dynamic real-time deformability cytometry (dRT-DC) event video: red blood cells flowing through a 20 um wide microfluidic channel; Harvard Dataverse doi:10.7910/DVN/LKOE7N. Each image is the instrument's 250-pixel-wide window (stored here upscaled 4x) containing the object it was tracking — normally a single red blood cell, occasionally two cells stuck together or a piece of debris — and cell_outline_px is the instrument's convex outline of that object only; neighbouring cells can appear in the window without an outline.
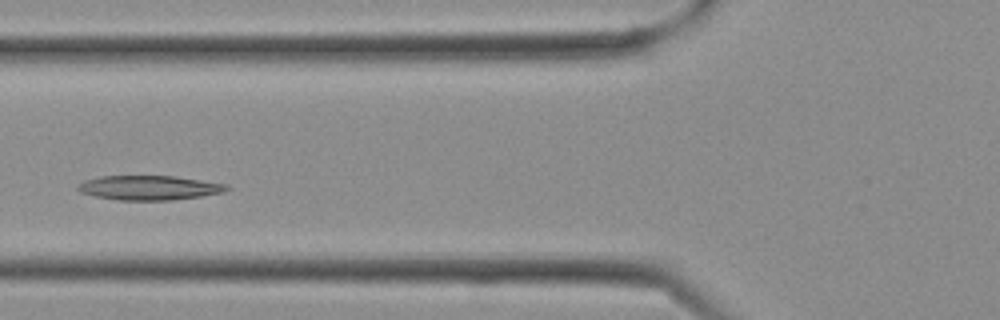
{"species": "Egyptian fruit bat (a non-hibernating species)", "species_latin": "Rousettus aegyptiacus", "temperature_condition": "cold", "stored_images_in_passage": 12, "camera_frame_rate_fps": 3000, "um_per_image_px": 0.085, "frame": {"image": 1, "passage_image": 9, "time_ms": 2.667, "image_size_px": [1000, 320], "cell_outline_px": [[232, 188], [224, 192], [200, 196], [172, 200], [116, 200], [96, 196], [80, 192], [76, 188], [84, 180], [100, 176], [176, 176], [228, 184]], "centroid_in_image_um": [12.71, 15.95], "position_along_channel_um": 113.1, "area_um2": 21.27}}
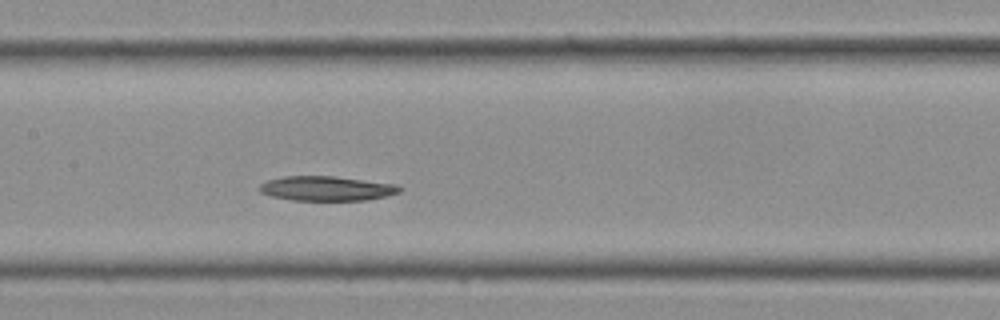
{"frame": {"image": 2, "passage_image": 12, "time_ms": 3.667, "image_size_px": [1000, 320], "cell_outline_px": [[404, 188], [400, 192], [384, 196], [364, 200], [292, 200], [272, 196], [260, 192], [260, 184], [268, 180], [284, 176], [336, 176], [396, 184]], "centroid_in_image_um": [27.78, 16.01], "position_along_channel_um": 179.6, "area_um2": 20.0}}